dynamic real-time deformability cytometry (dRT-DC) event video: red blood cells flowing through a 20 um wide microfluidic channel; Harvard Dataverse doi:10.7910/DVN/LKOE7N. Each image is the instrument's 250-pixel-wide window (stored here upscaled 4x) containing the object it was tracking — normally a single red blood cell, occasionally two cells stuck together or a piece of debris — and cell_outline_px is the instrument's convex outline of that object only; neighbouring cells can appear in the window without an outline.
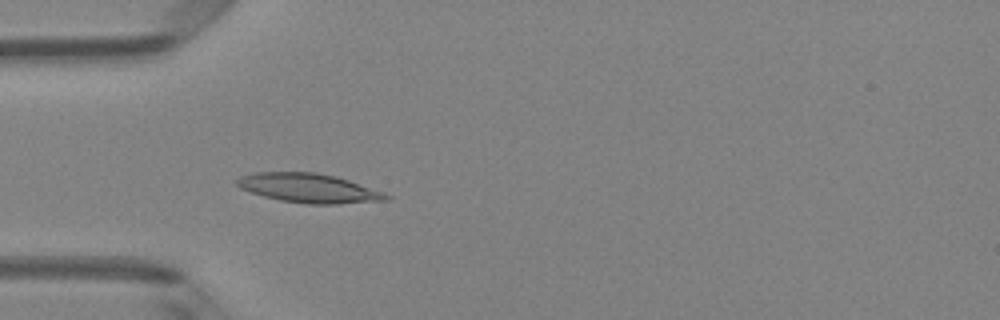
{"species": "Egyptian fruit bat (a non-hibernating species)", "species_latin": "Rousettus aegyptiacus", "temperature_condition": "room temperature", "stored_images_in_passage": 3, "camera_frame_rate_fps": 3000, "um_per_image_px": 0.085, "animal": {"sex": "female"}, "frame": {"image": 1, "passage_image": 3, "time_ms": 0.667, "image_size_px": [1000, 320], "cell_outline_px": [[392, 196], [388, 200], [336, 204], [308, 204], [280, 200], [264, 196], [240, 188], [236, 184], [236, 180], [240, 176], [256, 172], [316, 172], [336, 176], [384, 192]], "centroid_in_image_um": [26.26, 15.99], "position_along_channel_um": 58.7, "area_um2": 25.32}}